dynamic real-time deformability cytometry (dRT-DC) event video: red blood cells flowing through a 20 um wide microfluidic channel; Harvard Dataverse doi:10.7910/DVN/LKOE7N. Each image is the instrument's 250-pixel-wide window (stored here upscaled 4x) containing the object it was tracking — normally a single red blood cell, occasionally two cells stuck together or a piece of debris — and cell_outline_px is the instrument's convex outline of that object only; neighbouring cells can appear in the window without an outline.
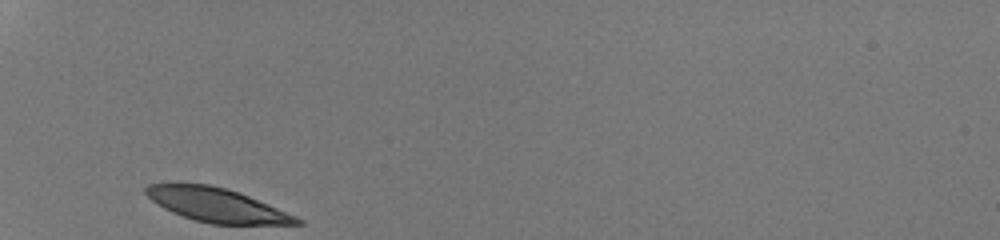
{"species": "human", "species_latin": "Homo sapiens", "temperature_condition": "room temperature", "stored_images_in_passage": 26, "camera_frame_rate_fps": 3000, "um_per_image_px": 0.085, "donor": {"sex": "male"}, "frame": {"image": 1, "passage_image": 1, "time_ms": 0.0, "image_size_px": [1000, 240], "cell_outline_px": [[304, 224], [212, 224], [196, 220], [172, 212], [164, 208], [152, 200], [144, 192], [144, 188], [148, 184], [208, 184], [240, 192], [296, 216], [304, 220]], "centroid_in_image_um": [18.45, 17.43], "position_along_channel_um": 66.5, "area_um2": 29.42}}
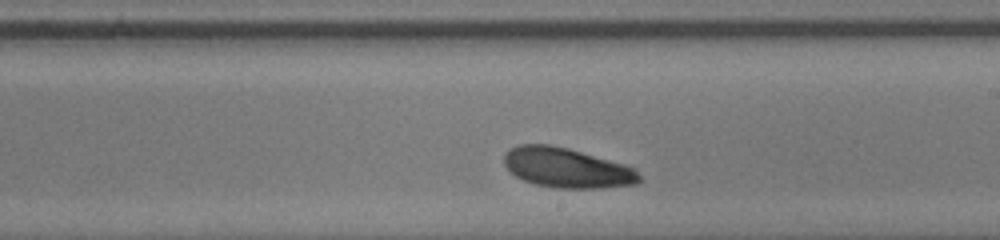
{"frame": {"image": 2, "passage_image": 15, "time_ms": 4.667, "image_size_px": [1000, 240], "cell_outline_px": [[640, 180], [636, 184], [600, 188], [556, 188], [536, 184], [524, 180], [516, 176], [504, 164], [504, 152], [508, 148], [520, 144], [548, 144], [568, 148], [624, 164], [636, 168], [640, 176]], "centroid_in_image_um": [48.17, 14.26], "position_along_channel_um": 240.8, "area_um2": 31.39}}
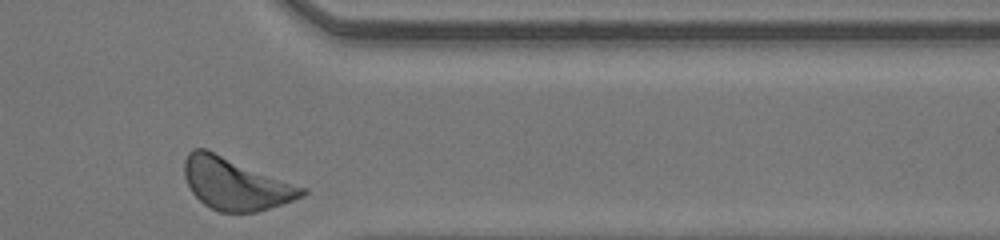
{"frame": {"image": 3, "passage_image": 26, "time_ms": 8.333, "image_size_px": [1000, 240], "cell_outline_px": [[308, 192], [304, 196], [256, 212], [220, 212], [204, 204], [192, 192], [184, 176], [184, 160], [188, 152], [192, 148], [204, 148], [308, 188]], "centroid_in_image_um": [20.02, 15.61], "position_along_channel_um": 391.4, "area_um2": 35.43}, "authors_computed_cell_mechanics": {"area_um2": 32.0501, "velocity_mm_per_s": 4.1382, "shape_relaxation_time_tau1_ms": 1.78, "shape_relaxation_time_tau2_ms": null, "deformation_change_tau1": 0.1227, "deformation_change_tau2": null}}